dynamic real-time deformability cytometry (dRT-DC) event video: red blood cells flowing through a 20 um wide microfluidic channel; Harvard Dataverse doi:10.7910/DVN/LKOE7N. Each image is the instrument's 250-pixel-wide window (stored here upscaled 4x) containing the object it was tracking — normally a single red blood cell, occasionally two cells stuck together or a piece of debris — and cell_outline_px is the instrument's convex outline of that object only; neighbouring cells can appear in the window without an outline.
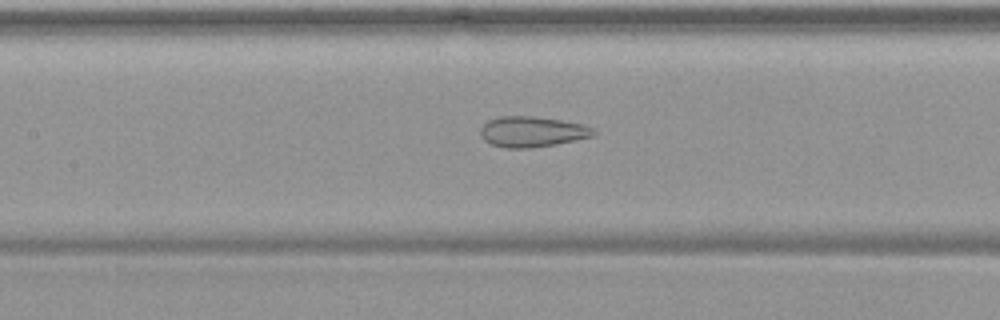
{"species": "common noctule bat (a hibernating species)", "species_latin": "Nyctalus noctula", "temperature_condition": "warm", "stored_images_in_passage": 55, "camera_frame_rate_fps": 3000, "um_per_image_px": 0.085, "animal": {"sex": "female", "body_mass_g": 19.9}, "frame": {"image": 1, "passage_image": 26, "time_ms": 8.333, "image_size_px": [1000, 320], "cell_outline_px": [[596, 136], [556, 144], [532, 148], [504, 148], [492, 144], [484, 140], [480, 132], [480, 128], [488, 120], [500, 116], [532, 116], [560, 120], [584, 124], [592, 128], [596, 132]], "centroid_in_image_um": [45.25, 11.2], "position_along_channel_um": 162.2, "area_um2": 20.23}}
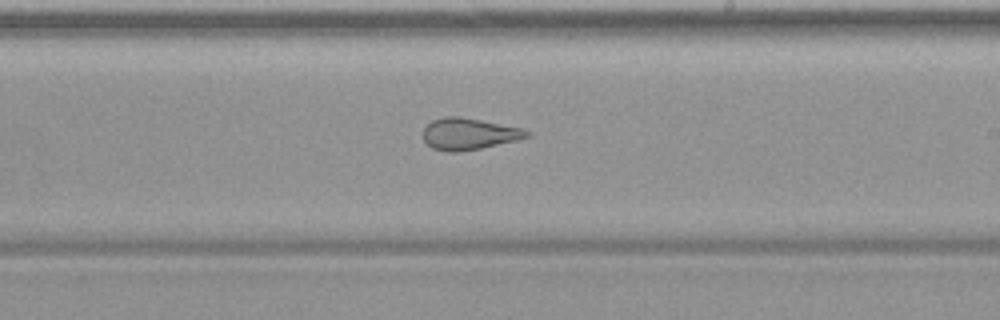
{"frame": {"image": 2, "passage_image": 33, "time_ms": 10.667, "image_size_px": [1000, 320], "cell_outline_px": [[532, 136], [516, 140], [480, 148], [460, 152], [448, 152], [432, 148], [424, 140], [424, 128], [432, 120], [444, 116], [460, 116], [524, 128], [532, 132]], "centroid_in_image_um": [39.89, 11.37], "position_along_channel_um": 249.1, "area_um2": 19.19}}
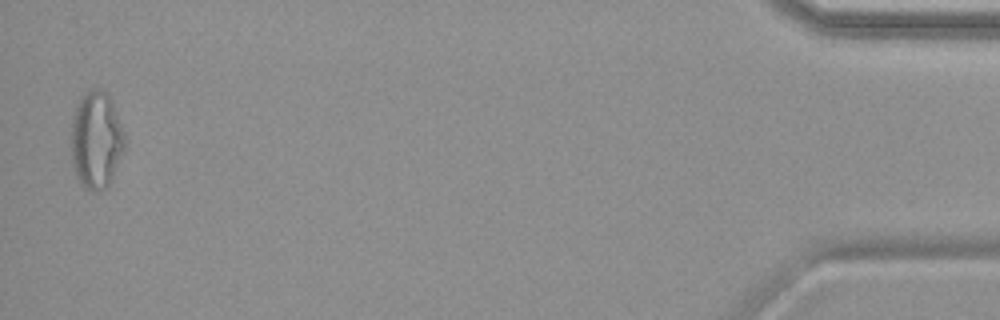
{"frame": {"image": 3, "passage_image": 54, "time_ms": 17.667, "image_size_px": [1000, 320], "cell_outline_px": [[124, 148], [112, 180], [104, 188], [96, 192], [92, 192], [84, 188], [80, 184], [76, 176], [72, 164], [72, 116], [76, 104], [80, 96], [84, 92], [96, 88], [100, 88], [112, 100], [124, 132]], "centroid_in_image_um": [8.16, 11.9], "position_along_channel_um": 427.0, "area_um2": 30.52}, "authors_computed_cell_mechanics": {"area_um2": 27.455, "velocity_mm_per_s": 3.7521, "shape_relaxation_time_tau1_ms": null, "shape_relaxation_time_tau2_ms": 1.3612, "deformation_change_tau1": null, "deformation_change_tau2": 0.1026}}